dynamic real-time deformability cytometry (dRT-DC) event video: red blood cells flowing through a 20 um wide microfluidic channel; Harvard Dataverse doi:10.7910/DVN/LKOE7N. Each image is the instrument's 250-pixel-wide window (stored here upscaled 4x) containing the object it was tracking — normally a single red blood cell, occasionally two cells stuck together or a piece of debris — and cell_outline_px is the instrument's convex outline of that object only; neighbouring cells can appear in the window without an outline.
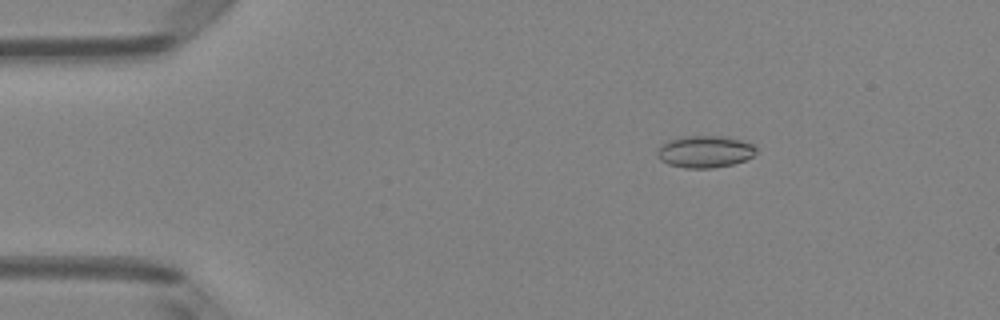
{"species": "Egyptian fruit bat (a non-hibernating species)", "species_latin": "Rousettus aegyptiacus", "temperature_condition": "room temperature", "stored_images_in_passage": 49, "camera_frame_rate_fps": 3000, "um_per_image_px": 0.085, "animal": {"sex": "female"}, "frame": {"image": 1, "passage_image": 8, "time_ms": 2.333, "image_size_px": [1000, 320], "cell_outline_px": [[756, 152], [752, 156], [744, 160], [732, 164], [712, 168], [684, 168], [668, 164], [660, 160], [656, 156], [656, 152], [660, 144], [668, 140], [680, 136], [724, 136], [740, 140], [752, 144], [756, 148]], "centroid_in_image_um": [59.85, 12.88], "position_along_channel_um": 25.1, "area_um2": 18.55}}
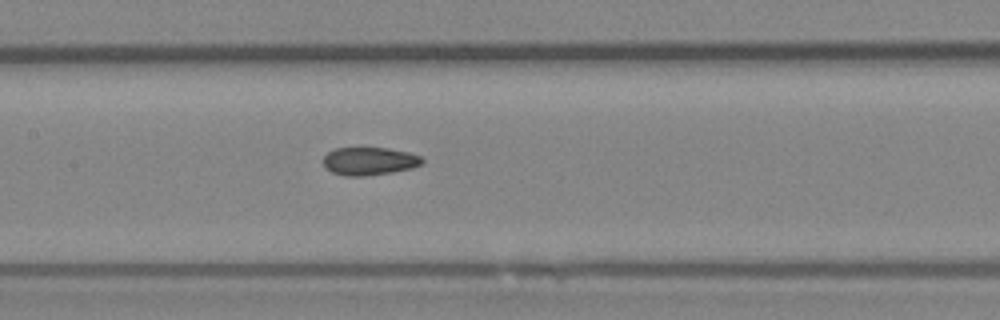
{"frame": {"image": 2, "passage_image": 24, "time_ms": 7.667, "image_size_px": [1000, 320], "cell_outline_px": [[424, 164], [412, 168], [392, 172], [364, 176], [344, 176], [332, 172], [324, 164], [324, 156], [328, 152], [336, 148], [388, 148], [408, 152], [420, 156], [424, 160]], "centroid_in_image_um": [31.43, 13.7], "position_along_channel_um": 176.0, "area_um2": 16.07}}
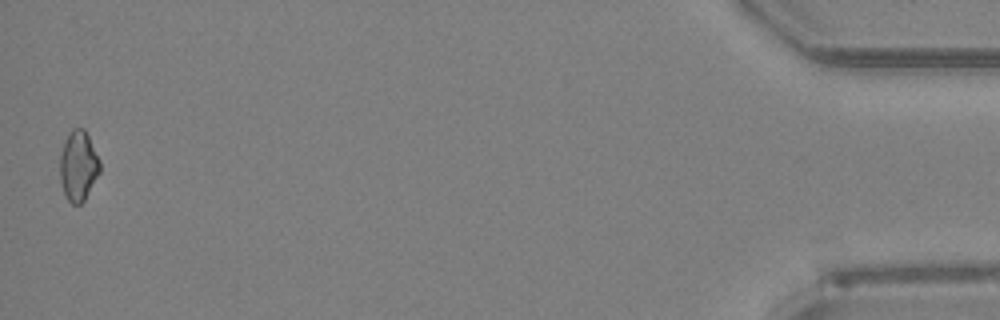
{"frame": {"image": 3, "passage_image": 49, "time_ms": 16.0, "image_size_px": [1000, 320], "cell_outline_px": [[100, 172], [84, 200], [80, 204], [72, 204], [68, 200], [64, 192], [60, 180], [60, 156], [64, 140], [72, 128], [84, 128], [100, 160]], "centroid_in_image_um": [6.65, 14.08], "position_along_channel_um": 428.5, "area_um2": 16.24}, "authors_computed_cell_mechanics": {"area_um2": 16.5308, "velocity_mm_per_s": 4.1322, "shape_relaxation_time_tau1_ms": null, "shape_relaxation_time_tau2_ms": 3.6601, "deformation_change_tau1": null, "deformation_change_tau2": 0.0898}}